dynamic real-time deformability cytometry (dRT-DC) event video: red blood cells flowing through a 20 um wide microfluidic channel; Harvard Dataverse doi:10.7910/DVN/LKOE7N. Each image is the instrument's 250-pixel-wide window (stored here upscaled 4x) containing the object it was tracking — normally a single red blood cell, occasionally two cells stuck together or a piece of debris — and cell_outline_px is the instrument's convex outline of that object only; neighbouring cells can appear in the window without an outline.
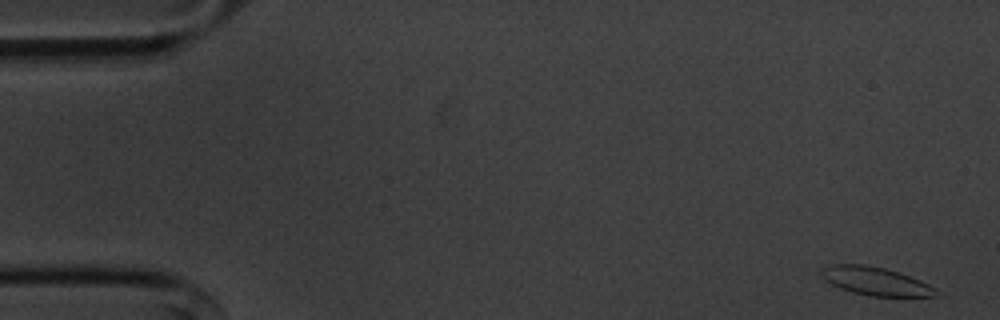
{"species": "common noctule bat (a hibernating species)", "species_latin": "Nyctalus noctula", "temperature_condition": "cold", "stored_images_in_passage": 55, "camera_frame_rate_fps": 3000, "um_per_image_px": 0.085, "animal": {"sex": "male", "body_mass_g": 20.1, "forearm_length_mm": 53.5}, "frame": {"image": 1, "passage_image": 1, "time_ms": 0.0, "image_size_px": [1000, 320], "cell_outline_px": [[932, 296], [872, 296], [852, 292], [840, 288], [832, 284], [820, 272], [824, 268], [832, 264], [864, 264], [884, 268], [920, 280], [928, 284], [932, 288]], "centroid_in_image_um": [74.35, 23.88], "position_along_channel_um": 10.7, "area_um2": 18.09}}
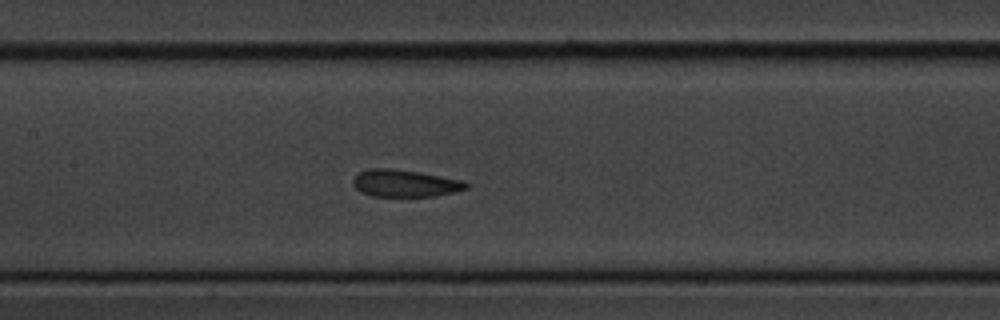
{"frame": {"image": 2, "passage_image": 25, "time_ms": 8.0, "image_size_px": [1000, 320], "cell_outline_px": [[468, 188], [456, 192], [436, 196], [372, 196], [360, 192], [352, 184], [352, 180], [360, 172], [368, 168], [392, 168], [420, 172], [464, 180], [468, 184]], "centroid_in_image_um": [34.43, 15.58], "position_along_channel_um": 173.0, "area_um2": 18.09}}
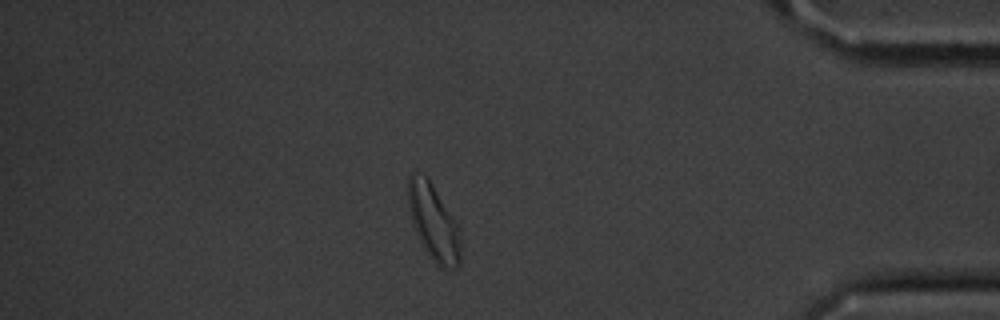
{"frame": {"image": 3, "passage_image": 47, "time_ms": 15.333, "image_size_px": [1000, 320], "cell_outline_px": [[460, 264], [456, 268], [444, 268], [436, 264], [432, 260], [424, 248], [420, 240], [412, 220], [408, 204], [408, 176], [412, 172], [424, 176], [432, 184], [460, 228]], "centroid_in_image_um": [36.87, 18.92], "position_along_channel_um": 398.3, "area_um2": 22.83}, "authors_computed_cell_mechanics": {"area_um2": 18.5538, "velocity_mm_per_s": 3.5685, "shape_relaxation_time_tau1_ms": 3.223, "shape_relaxation_time_tau2_ms": 1.1844, "deformation_change_tau1": 0.1101, "deformation_change_tau2": 0.0576}}